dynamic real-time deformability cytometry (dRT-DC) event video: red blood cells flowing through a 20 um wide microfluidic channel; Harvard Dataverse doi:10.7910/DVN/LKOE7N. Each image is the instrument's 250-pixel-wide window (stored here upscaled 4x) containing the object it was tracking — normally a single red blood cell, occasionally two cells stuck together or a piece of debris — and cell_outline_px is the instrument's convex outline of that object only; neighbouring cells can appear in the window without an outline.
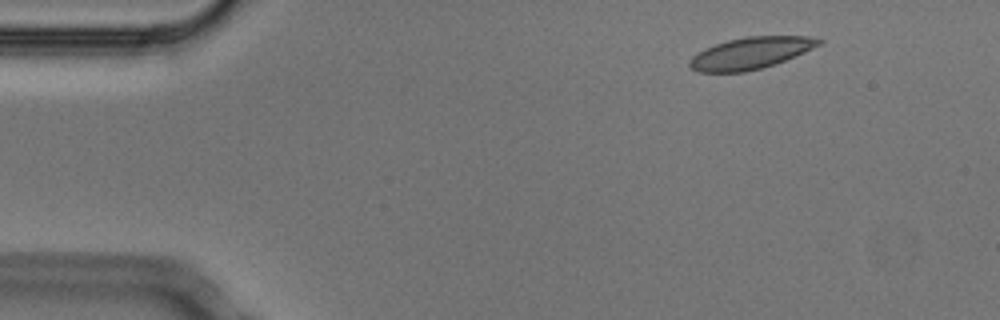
{"species": "Egyptian fruit bat (a non-hibernating species)", "species_latin": "Rousettus aegyptiacus", "temperature_condition": "cold", "stored_images_in_passage": 3, "camera_frame_rate_fps": 3000, "um_per_image_px": 0.085, "animal": {"sex": "male"}, "frame": {"image": 1, "passage_image": 1, "time_ms": 0.0, "image_size_px": [1000, 320], "cell_outline_px": [[824, 40], [820, 44], [804, 52], [776, 64], [744, 72], [696, 72], [688, 68], [688, 60], [696, 52], [704, 48], [728, 40], [744, 36], [808, 36]], "centroid_in_image_um": [63.74, 4.52], "position_along_channel_um": 21.3, "area_um2": 24.04}}